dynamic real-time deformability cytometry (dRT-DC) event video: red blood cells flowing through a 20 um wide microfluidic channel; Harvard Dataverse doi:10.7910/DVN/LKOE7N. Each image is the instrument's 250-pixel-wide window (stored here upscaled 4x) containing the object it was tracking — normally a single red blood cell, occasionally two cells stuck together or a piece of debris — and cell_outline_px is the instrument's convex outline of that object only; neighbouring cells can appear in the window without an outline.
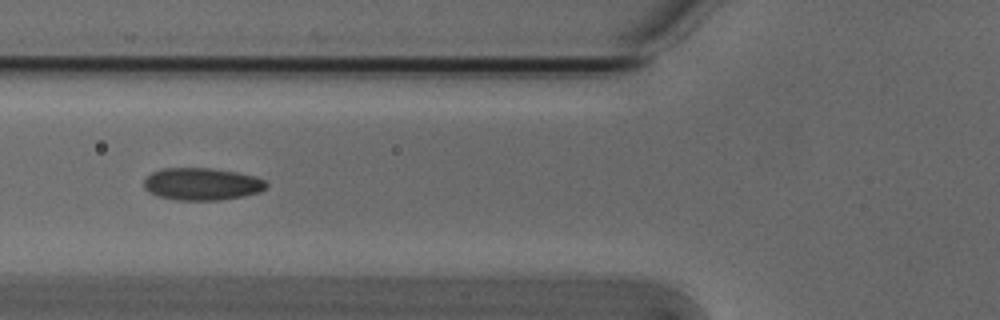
{"species": "Egyptian fruit bat (a non-hibernating species)", "species_latin": "Rousettus aegyptiacus", "temperature_condition": "cold", "stored_images_in_passage": 21, "camera_frame_rate_fps": 3000, "um_per_image_px": 0.085, "animal": {"sex": "male"}, "frame": {"image": 1, "passage_image": 9, "time_ms": 2.667, "image_size_px": [1000, 320], "cell_outline_px": [[268, 184], [260, 192], [244, 196], [220, 200], [176, 200], [156, 196], [148, 192], [144, 188], [144, 180], [152, 172], [164, 168], [212, 168], [236, 172], [256, 176], [264, 180]], "centroid_in_image_um": [17.15, 15.65], "position_along_channel_um": 108.6, "area_um2": 23.18}}
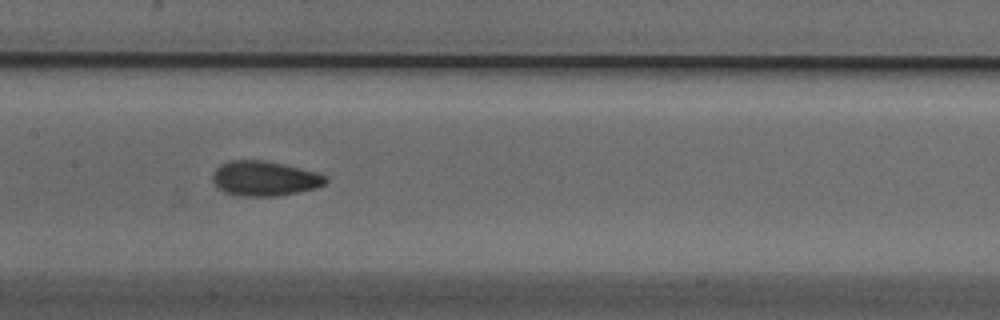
{"frame": {"image": 2, "passage_image": 15, "time_ms": 4.667, "image_size_px": [1000, 320], "cell_outline_px": [[328, 180], [324, 184], [316, 188], [276, 196], [240, 196], [224, 192], [212, 180], [212, 172], [220, 164], [228, 160], [260, 160], [320, 172], [328, 176]], "centroid_in_image_um": [22.49, 15.16], "position_along_channel_um": 184.9, "area_um2": 22.95}}